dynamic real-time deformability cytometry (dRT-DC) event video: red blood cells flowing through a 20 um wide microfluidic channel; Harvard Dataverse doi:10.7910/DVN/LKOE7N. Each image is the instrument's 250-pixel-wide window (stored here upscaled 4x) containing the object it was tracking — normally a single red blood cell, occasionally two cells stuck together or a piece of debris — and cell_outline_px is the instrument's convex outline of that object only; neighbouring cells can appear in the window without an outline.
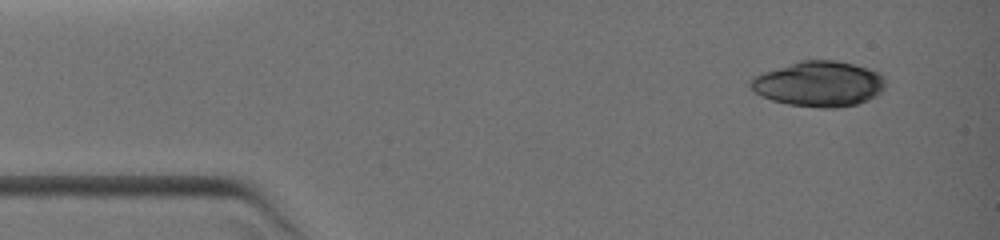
{"species": "common noctule bat (a hibernating species)", "species_latin": "Nyctalus noctula", "temperature_condition": "warm", "stored_images_in_passage": 8, "camera_frame_rate_fps": 3000, "um_per_image_px": 0.085, "animal": {"sex": "female", "body_mass_g": 19.0, "forearm_length_mm": 51.5}, "frame": {"image": 1, "passage_image": 1, "time_ms": 0.0, "image_size_px": [1000, 240], "cell_outline_px": [[884, 88], [876, 96], [868, 100], [856, 104], [836, 108], [820, 108], [788, 104], [772, 100], [760, 96], [748, 84], [752, 76], [800, 60], [836, 60], [876, 68], [884, 76]], "centroid_in_image_um": [69.65, 7.12], "position_along_channel_um": 15.4, "area_um2": 36.07}}